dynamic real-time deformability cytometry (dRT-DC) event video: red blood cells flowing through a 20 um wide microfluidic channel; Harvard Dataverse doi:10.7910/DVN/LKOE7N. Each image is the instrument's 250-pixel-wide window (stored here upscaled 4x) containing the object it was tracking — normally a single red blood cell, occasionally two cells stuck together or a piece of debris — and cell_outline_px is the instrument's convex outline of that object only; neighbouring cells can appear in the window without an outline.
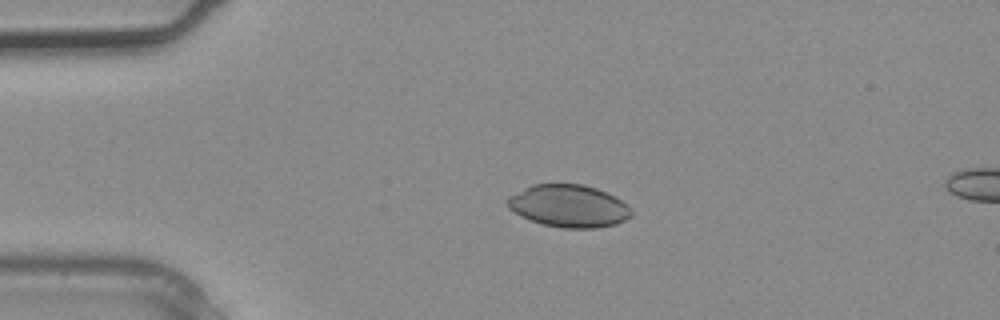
{"species": "common noctule bat (a hibernating species)", "species_latin": "Nyctalus noctula", "temperature_condition": "warm", "stored_images_in_passage": 4, "camera_frame_rate_fps": 3000, "um_per_image_px": 0.085, "animal": {"sex": "male", "body_mass_g": 20.4}, "frame": {"image": 1, "passage_image": 3, "time_ms": 0.667, "image_size_px": [1000, 320], "cell_outline_px": [[632, 216], [616, 224], [596, 228], [560, 228], [544, 224], [520, 216], [508, 208], [508, 196], [532, 184], [584, 184], [596, 188], [620, 200], [632, 212]], "centroid_in_image_um": [48.31, 17.51], "position_along_channel_um": 36.7, "area_um2": 30.35}}